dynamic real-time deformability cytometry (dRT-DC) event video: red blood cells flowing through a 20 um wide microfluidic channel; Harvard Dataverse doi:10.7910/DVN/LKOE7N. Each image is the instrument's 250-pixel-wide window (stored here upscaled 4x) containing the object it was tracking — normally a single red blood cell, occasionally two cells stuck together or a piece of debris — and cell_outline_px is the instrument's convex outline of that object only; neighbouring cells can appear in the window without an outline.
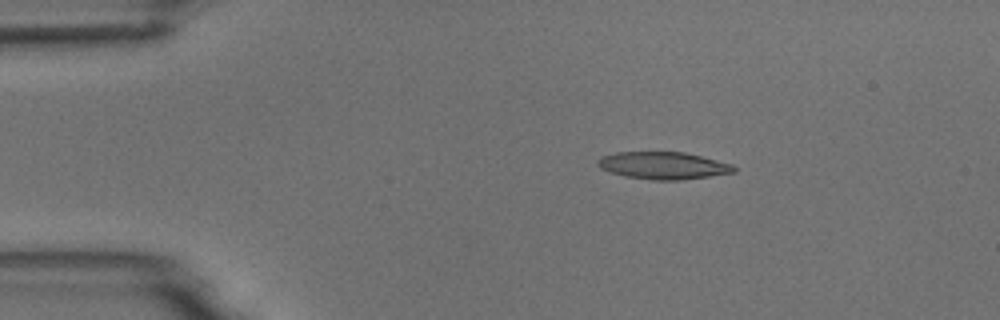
{"species": "common noctule bat (a hibernating species)", "species_latin": "Nyctalus noctula", "temperature_condition": "room temperature", "stored_images_in_passage": 6, "camera_frame_rate_fps": 3000, "um_per_image_px": 0.085, "animal": {"sex": "male", "body_mass_g": 18.8}, "frame": {"image": 1, "passage_image": 3, "time_ms": 2.333, "image_size_px": [1000, 320], "cell_outline_px": [[736, 172], [680, 180], [652, 180], [624, 176], [600, 168], [596, 164], [596, 160], [600, 156], [616, 152], [684, 152], [732, 164], [736, 168]], "centroid_in_image_um": [56.33, 14.07], "position_along_channel_um": 28.7, "area_um2": 21.62}}
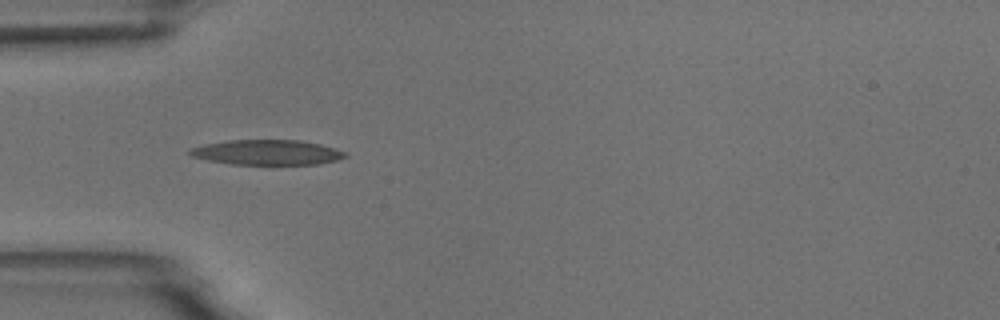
{"frame": {"image": 2, "passage_image": 5, "time_ms": 4.667, "image_size_px": [1000, 320], "cell_outline_px": [[348, 156], [336, 160], [320, 164], [232, 164], [208, 160], [192, 156], [184, 152], [188, 148], [204, 144], [228, 140], [300, 140], [320, 144], [348, 152]], "centroid_in_image_um": [22.68, 12.94], "position_along_channel_um": 62.3, "area_um2": 22.83}}